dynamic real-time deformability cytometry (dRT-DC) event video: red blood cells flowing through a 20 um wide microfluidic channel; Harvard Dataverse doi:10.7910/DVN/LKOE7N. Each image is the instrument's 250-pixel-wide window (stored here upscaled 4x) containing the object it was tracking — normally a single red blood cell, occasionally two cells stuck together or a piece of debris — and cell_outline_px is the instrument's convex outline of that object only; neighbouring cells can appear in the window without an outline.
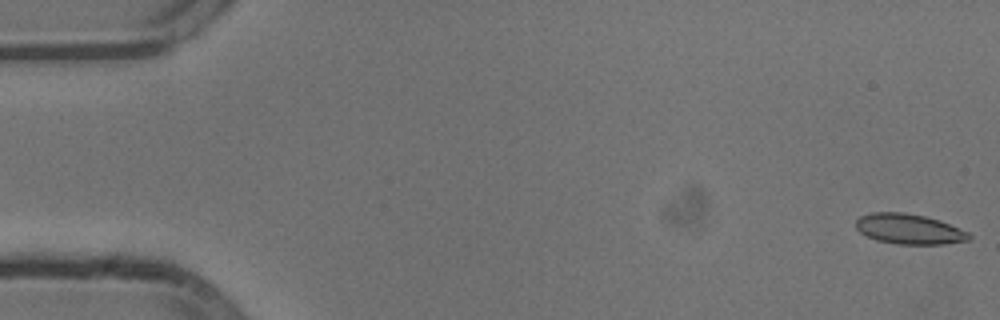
{"species": "common noctule bat (a hibernating species)", "species_latin": "Nyctalus noctula", "temperature_condition": "cold", "stored_images_in_passage": 17, "camera_frame_rate_fps": 3000, "um_per_image_px": 0.085, "animal": {"sex": "male", "body_mass_g": 13.3}, "frame": {"image": 1, "passage_image": 1, "time_ms": 0.0, "image_size_px": [1000, 320], "cell_outline_px": [[972, 236], [968, 240], [944, 244], [896, 244], [876, 240], [860, 232], [856, 228], [856, 220], [860, 216], [872, 212], [904, 212], [924, 216], [940, 220], [968, 232]], "centroid_in_image_um": [77.26, 19.46], "position_along_channel_um": 7.7, "area_um2": 19.88}}
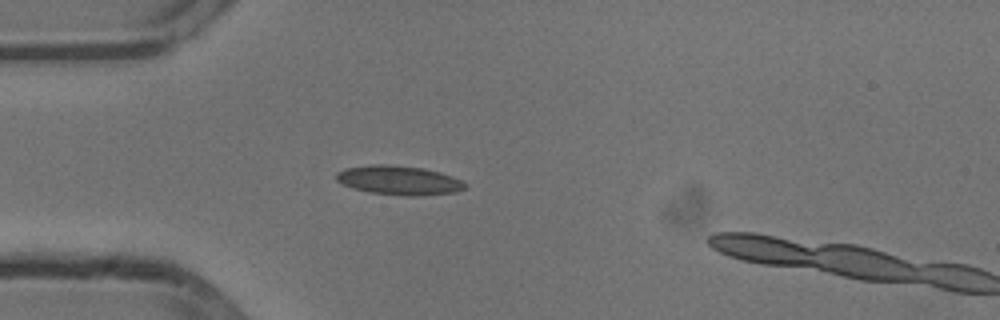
{"frame": {"image": 2, "passage_image": 15, "time_ms": 4.667, "image_size_px": [1000, 320], "cell_outline_px": [[464, 188], [456, 192], [416, 196], [408, 196], [368, 192], [352, 188], [336, 180], [336, 172], [344, 168], [372, 164], [384, 164], [424, 168], [440, 172], [452, 176], [460, 180], [464, 184]], "centroid_in_image_um": [33.86, 15.32], "position_along_channel_um": 51.1, "area_um2": 21.79}}